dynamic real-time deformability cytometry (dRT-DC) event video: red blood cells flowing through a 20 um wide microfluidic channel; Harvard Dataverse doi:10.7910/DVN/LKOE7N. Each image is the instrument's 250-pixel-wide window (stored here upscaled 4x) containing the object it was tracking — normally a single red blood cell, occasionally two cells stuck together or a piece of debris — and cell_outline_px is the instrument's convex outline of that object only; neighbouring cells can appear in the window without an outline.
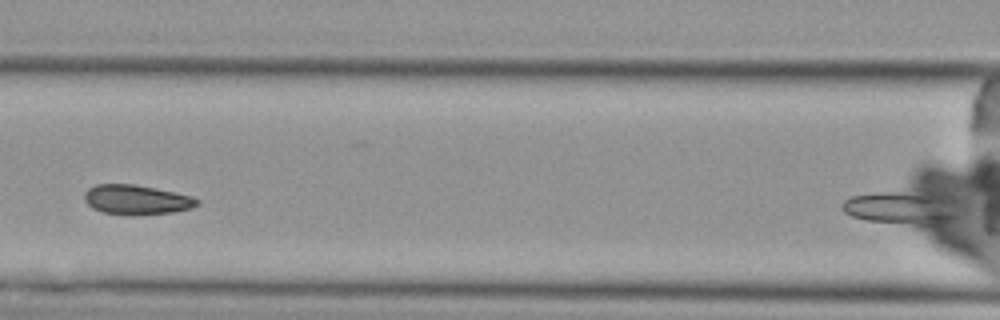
{"species": "Egyptian fruit bat (a non-hibernating species)", "species_latin": "Rousettus aegyptiacus", "temperature_condition": "cold", "stored_images_in_passage": 3, "camera_frame_rate_fps": 3000, "um_per_image_px": 0.085, "animal": {"sex": "female"}, "frame": {"image": 1, "passage_image": 3, "time_ms": 2.333, "image_size_px": [1000, 320], "cell_outline_px": [[964, 212], [956, 220], [932, 228], [908, 228], [868, 220], [852, 216], [844, 212], [840, 208], [840, 204], [844, 200], [852, 196], [872, 192], [944, 188], [964, 200]], "centroid_in_image_um": [77.06, 17.64], "position_along_channel_um": 89.5, "area_um2": 27.05}}